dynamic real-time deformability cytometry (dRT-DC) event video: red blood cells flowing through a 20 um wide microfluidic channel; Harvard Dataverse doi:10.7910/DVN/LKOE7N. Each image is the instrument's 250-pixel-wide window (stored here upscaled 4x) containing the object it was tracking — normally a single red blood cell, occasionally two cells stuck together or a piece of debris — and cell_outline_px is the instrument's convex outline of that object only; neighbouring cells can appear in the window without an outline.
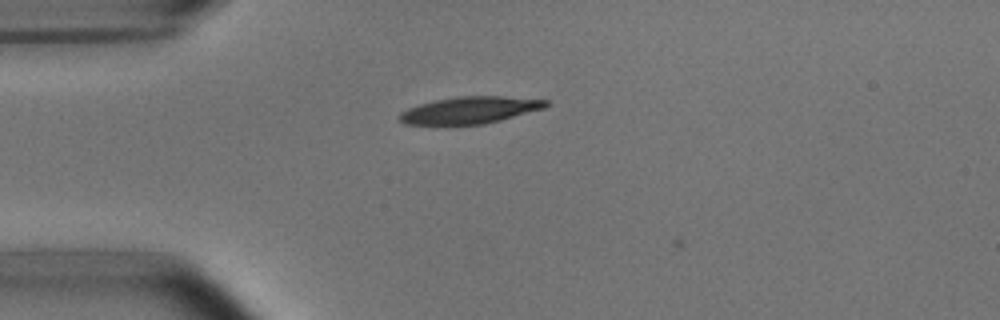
{"species": "common noctule bat (a hibernating species)", "species_latin": "Nyctalus noctula", "temperature_condition": "room temperature", "stored_images_in_passage": 7, "camera_frame_rate_fps": 3000, "um_per_image_px": 0.085, "animal": {"sex": "male", "body_mass_g": 15.6}, "frame": {"image": 1, "passage_image": 6, "time_ms": 1.667, "image_size_px": [1000, 320], "cell_outline_px": [[548, 104], [544, 108], [500, 120], [484, 124], [404, 124], [400, 120], [400, 112], [408, 108], [420, 104], [436, 100], [460, 96], [504, 96], [548, 100]], "centroid_in_image_um": [39.95, 9.35], "position_along_channel_um": 45.0, "area_um2": 22.6}}